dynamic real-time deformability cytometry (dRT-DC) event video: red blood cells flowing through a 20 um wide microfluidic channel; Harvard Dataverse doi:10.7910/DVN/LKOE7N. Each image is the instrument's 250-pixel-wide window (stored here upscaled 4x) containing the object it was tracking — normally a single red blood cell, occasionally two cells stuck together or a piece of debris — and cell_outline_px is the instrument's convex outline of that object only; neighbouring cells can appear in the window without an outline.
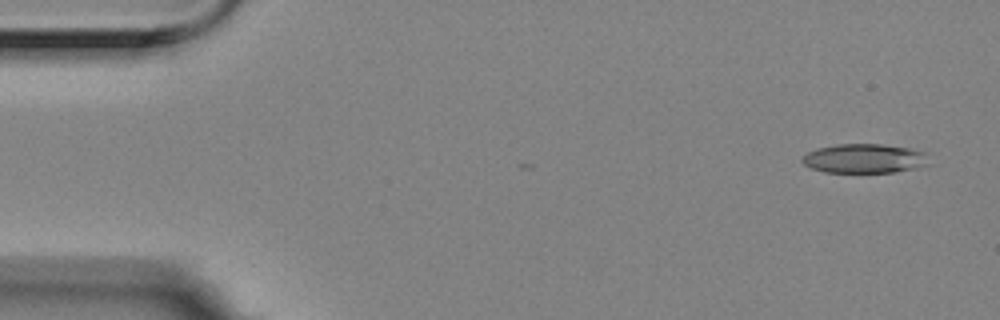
{"species": "Egyptian fruit bat (a non-hibernating species)", "species_latin": "Rousettus aegyptiacus", "temperature_condition": "room temperature", "stored_images_in_passage": 4, "camera_frame_rate_fps": 3000, "um_per_image_px": 0.085, "animal": {"sex": "female"}, "frame": {"image": 1, "passage_image": 1, "time_ms": 0.0, "image_size_px": [1000, 320], "cell_outline_px": [[928, 164], [916, 168], [896, 172], [824, 172], [812, 168], [804, 164], [800, 160], [808, 152], [816, 148], [836, 144], [880, 144], [908, 148], [924, 152]], "centroid_in_image_um": [73.43, 13.47], "position_along_channel_um": 11.6, "area_um2": 21.44}}
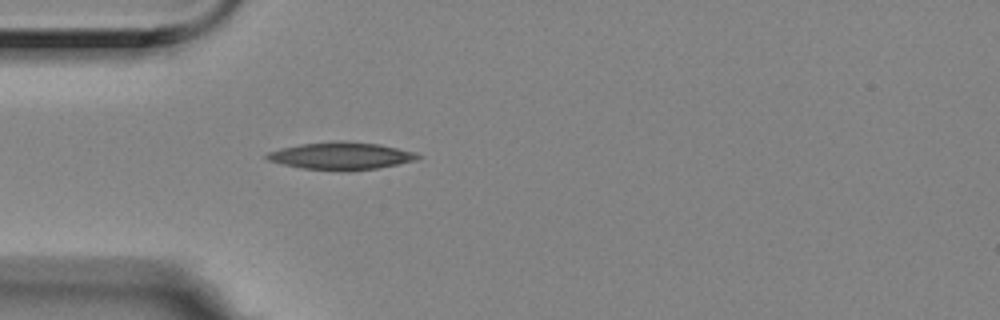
{"frame": {"image": 2, "passage_image": 4, "time_ms": 1.0, "image_size_px": [1000, 320], "cell_outline_px": [[424, 156], [416, 160], [376, 168], [300, 168], [268, 160], [264, 156], [268, 152], [280, 148], [300, 144], [332, 140], [344, 140], [380, 144], [416, 152]], "centroid_in_image_um": [29.0, 13.19], "position_along_channel_um": 56.0, "area_um2": 23.41}}